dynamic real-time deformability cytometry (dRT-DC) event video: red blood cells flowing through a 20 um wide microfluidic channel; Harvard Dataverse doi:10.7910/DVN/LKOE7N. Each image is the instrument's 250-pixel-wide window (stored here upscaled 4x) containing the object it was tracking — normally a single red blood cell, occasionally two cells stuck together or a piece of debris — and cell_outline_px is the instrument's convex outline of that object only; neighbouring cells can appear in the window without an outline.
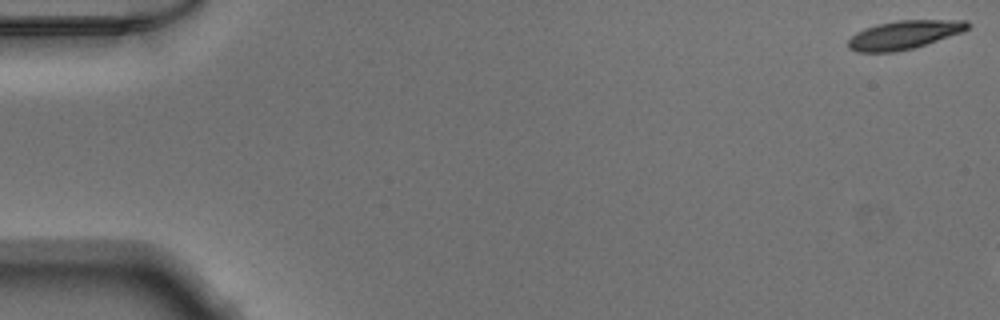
{"species": "Egyptian fruit bat (a non-hibernating species)", "species_latin": "Rousettus aegyptiacus", "temperature_condition": "warm", "stored_images_in_passage": 7, "camera_frame_rate_fps": 3000, "um_per_image_px": 0.085, "animal": {"sex": "male"}, "frame": {"image": 1, "passage_image": 1, "time_ms": 0.0, "image_size_px": [1000, 320], "cell_outline_px": [[972, 24], [964, 32], [912, 48], [896, 52], [856, 52], [848, 48], [848, 40], [856, 32], [876, 24], [896, 20], [968, 20]], "centroid_in_image_um": [76.86, 2.95], "position_along_channel_um": 8.1, "area_um2": 20.0}}